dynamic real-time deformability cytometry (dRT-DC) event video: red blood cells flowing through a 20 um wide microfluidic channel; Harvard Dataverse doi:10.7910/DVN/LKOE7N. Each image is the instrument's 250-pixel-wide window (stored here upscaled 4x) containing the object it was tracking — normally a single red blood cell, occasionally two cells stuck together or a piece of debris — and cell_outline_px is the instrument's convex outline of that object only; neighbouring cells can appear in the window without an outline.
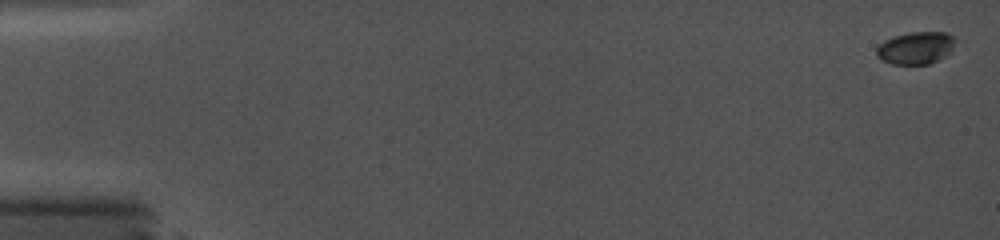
{"species": "common noctule bat (a hibernating species)", "species_latin": "Nyctalus noctula", "temperature_condition": "cold", "stored_images_in_passage": 20, "camera_frame_rate_fps": 5000, "um_per_image_px": 0.085, "animal": {"sex": "female", "body_mass_g": 19.0, "forearm_length_mm": 56.7}, "frame": {"image": 1, "passage_image": 1, "time_ms": 0.0, "image_size_px": [1000, 240], "cell_outline_px": [[956, 40], [952, 48], [944, 56], [928, 64], [892, 64], [880, 60], [876, 56], [876, 48], [884, 40], [892, 36], [908, 32], [944, 32], [952, 36]], "centroid_in_image_um": [77.78, 4.07], "position_along_channel_um": 7.2, "area_um2": 14.85}}
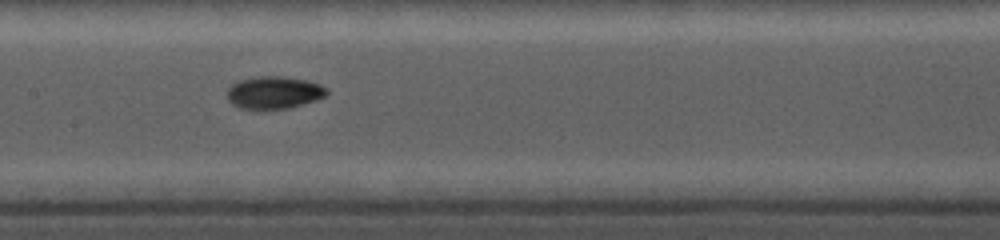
{"frame": {"image": 2, "passage_image": 13, "time_ms": 9.0, "image_size_px": [1000, 240], "cell_outline_px": [[328, 92], [324, 96], [316, 100], [288, 108], [240, 108], [232, 104], [228, 100], [228, 88], [236, 80], [260, 76], [284, 76], [308, 80], [320, 84], [328, 88]], "centroid_in_image_um": [23.3, 7.84], "position_along_channel_um": 184.1, "area_um2": 18.79}}
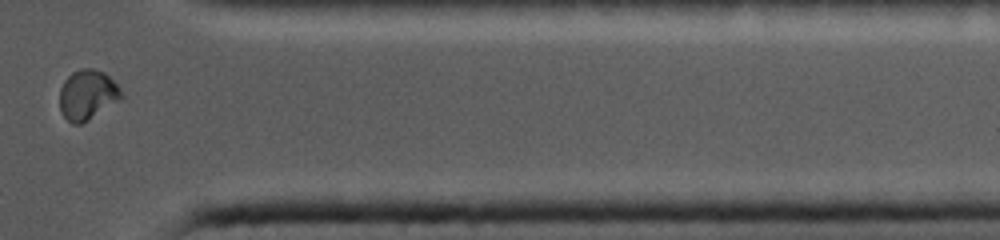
{"frame": {"image": 3, "passage_image": 18, "time_ms": 14.8, "image_size_px": [1000, 240], "cell_outline_px": [[128, 96], [88, 120], [80, 124], [72, 124], [64, 116], [60, 108], [60, 88], [64, 80], [72, 72], [80, 68], [92, 68], [104, 72]], "centroid_in_image_um": [7.47, 8.05], "position_along_channel_um": 403.9, "area_um2": 18.21}}